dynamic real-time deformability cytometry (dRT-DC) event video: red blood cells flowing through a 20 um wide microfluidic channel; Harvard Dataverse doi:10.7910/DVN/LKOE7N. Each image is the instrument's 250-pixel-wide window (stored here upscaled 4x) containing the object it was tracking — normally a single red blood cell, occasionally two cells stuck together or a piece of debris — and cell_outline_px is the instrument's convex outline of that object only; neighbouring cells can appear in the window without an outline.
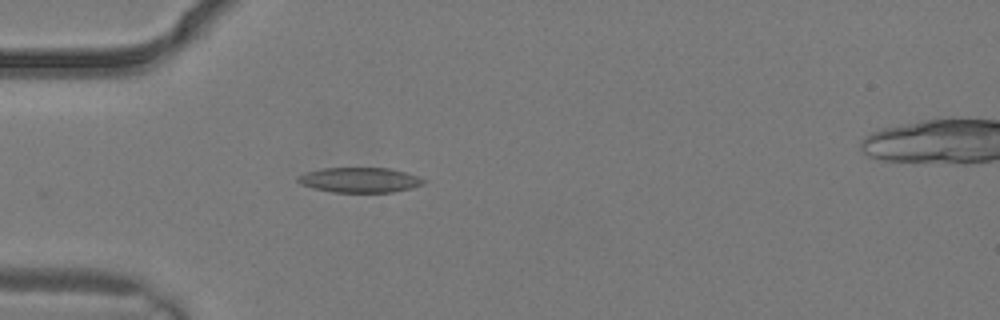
{"species": "common noctule bat (a hibernating species)", "species_latin": "Nyctalus noctula", "temperature_condition": "warm", "stored_images_in_passage": 5, "camera_frame_rate_fps": 3000, "um_per_image_px": 0.085, "animal": {"sex": "male", "body_mass_g": 19.2, "forearm_length_mm": 51.8}, "frame": {"image": 1, "passage_image": 4, "time_ms": 1.0, "image_size_px": [1000, 320], "cell_outline_px": [[424, 184], [412, 188], [392, 192], [332, 192], [312, 188], [300, 184], [296, 180], [296, 176], [308, 172], [324, 168], [388, 168], [404, 172], [416, 176], [424, 180]], "centroid_in_image_um": [30.53, 15.3], "position_along_channel_um": 54.5, "area_um2": 18.21}}